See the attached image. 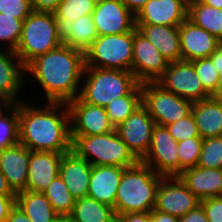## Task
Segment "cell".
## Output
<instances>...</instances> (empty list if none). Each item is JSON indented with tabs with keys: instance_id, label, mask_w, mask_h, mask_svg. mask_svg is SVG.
<instances>
[{
	"instance_id": "obj_15",
	"label": "cell",
	"mask_w": 222,
	"mask_h": 222,
	"mask_svg": "<svg viewBox=\"0 0 222 222\" xmlns=\"http://www.w3.org/2000/svg\"><path fill=\"white\" fill-rule=\"evenodd\" d=\"M67 104L70 111L71 135H100L115 130L104 107L88 104L79 97Z\"/></svg>"
},
{
	"instance_id": "obj_3",
	"label": "cell",
	"mask_w": 222,
	"mask_h": 222,
	"mask_svg": "<svg viewBox=\"0 0 222 222\" xmlns=\"http://www.w3.org/2000/svg\"><path fill=\"white\" fill-rule=\"evenodd\" d=\"M162 177L141 161L125 168L115 199V214L150 212L155 207Z\"/></svg>"
},
{
	"instance_id": "obj_50",
	"label": "cell",
	"mask_w": 222,
	"mask_h": 222,
	"mask_svg": "<svg viewBox=\"0 0 222 222\" xmlns=\"http://www.w3.org/2000/svg\"><path fill=\"white\" fill-rule=\"evenodd\" d=\"M211 96L215 99L222 101V75L220 76L216 91Z\"/></svg>"
},
{
	"instance_id": "obj_5",
	"label": "cell",
	"mask_w": 222,
	"mask_h": 222,
	"mask_svg": "<svg viewBox=\"0 0 222 222\" xmlns=\"http://www.w3.org/2000/svg\"><path fill=\"white\" fill-rule=\"evenodd\" d=\"M71 150L92 166L113 165L129 168L139 160L118 136L116 130L100 135H71Z\"/></svg>"
},
{
	"instance_id": "obj_8",
	"label": "cell",
	"mask_w": 222,
	"mask_h": 222,
	"mask_svg": "<svg viewBox=\"0 0 222 222\" xmlns=\"http://www.w3.org/2000/svg\"><path fill=\"white\" fill-rule=\"evenodd\" d=\"M142 104L156 125L166 126L191 113L193 102L164 89L157 82L141 83Z\"/></svg>"
},
{
	"instance_id": "obj_21",
	"label": "cell",
	"mask_w": 222,
	"mask_h": 222,
	"mask_svg": "<svg viewBox=\"0 0 222 222\" xmlns=\"http://www.w3.org/2000/svg\"><path fill=\"white\" fill-rule=\"evenodd\" d=\"M54 19L59 40L69 47L85 53L98 38L92 15L81 16L72 22L66 18Z\"/></svg>"
},
{
	"instance_id": "obj_29",
	"label": "cell",
	"mask_w": 222,
	"mask_h": 222,
	"mask_svg": "<svg viewBox=\"0 0 222 222\" xmlns=\"http://www.w3.org/2000/svg\"><path fill=\"white\" fill-rule=\"evenodd\" d=\"M187 18L222 41V9L194 0L188 3Z\"/></svg>"
},
{
	"instance_id": "obj_27",
	"label": "cell",
	"mask_w": 222,
	"mask_h": 222,
	"mask_svg": "<svg viewBox=\"0 0 222 222\" xmlns=\"http://www.w3.org/2000/svg\"><path fill=\"white\" fill-rule=\"evenodd\" d=\"M16 205L32 222H52L58 215L43 192H19L16 194Z\"/></svg>"
},
{
	"instance_id": "obj_1",
	"label": "cell",
	"mask_w": 222,
	"mask_h": 222,
	"mask_svg": "<svg viewBox=\"0 0 222 222\" xmlns=\"http://www.w3.org/2000/svg\"><path fill=\"white\" fill-rule=\"evenodd\" d=\"M45 105L35 108L19 102V142L31 151L66 153L72 142L68 104Z\"/></svg>"
},
{
	"instance_id": "obj_45",
	"label": "cell",
	"mask_w": 222,
	"mask_h": 222,
	"mask_svg": "<svg viewBox=\"0 0 222 222\" xmlns=\"http://www.w3.org/2000/svg\"><path fill=\"white\" fill-rule=\"evenodd\" d=\"M150 222H179V217L153 208L150 211Z\"/></svg>"
},
{
	"instance_id": "obj_43",
	"label": "cell",
	"mask_w": 222,
	"mask_h": 222,
	"mask_svg": "<svg viewBox=\"0 0 222 222\" xmlns=\"http://www.w3.org/2000/svg\"><path fill=\"white\" fill-rule=\"evenodd\" d=\"M16 206V196L0 195V222H5L12 209Z\"/></svg>"
},
{
	"instance_id": "obj_17",
	"label": "cell",
	"mask_w": 222,
	"mask_h": 222,
	"mask_svg": "<svg viewBox=\"0 0 222 222\" xmlns=\"http://www.w3.org/2000/svg\"><path fill=\"white\" fill-rule=\"evenodd\" d=\"M187 13V0H149L136 15V25L179 26Z\"/></svg>"
},
{
	"instance_id": "obj_25",
	"label": "cell",
	"mask_w": 222,
	"mask_h": 222,
	"mask_svg": "<svg viewBox=\"0 0 222 222\" xmlns=\"http://www.w3.org/2000/svg\"><path fill=\"white\" fill-rule=\"evenodd\" d=\"M137 31L149 40L168 60H182L179 26L136 25Z\"/></svg>"
},
{
	"instance_id": "obj_11",
	"label": "cell",
	"mask_w": 222,
	"mask_h": 222,
	"mask_svg": "<svg viewBox=\"0 0 222 222\" xmlns=\"http://www.w3.org/2000/svg\"><path fill=\"white\" fill-rule=\"evenodd\" d=\"M141 162L160 175H179L178 142L165 126H155L149 151Z\"/></svg>"
},
{
	"instance_id": "obj_39",
	"label": "cell",
	"mask_w": 222,
	"mask_h": 222,
	"mask_svg": "<svg viewBox=\"0 0 222 222\" xmlns=\"http://www.w3.org/2000/svg\"><path fill=\"white\" fill-rule=\"evenodd\" d=\"M31 0H0V13L25 20L32 12Z\"/></svg>"
},
{
	"instance_id": "obj_30",
	"label": "cell",
	"mask_w": 222,
	"mask_h": 222,
	"mask_svg": "<svg viewBox=\"0 0 222 222\" xmlns=\"http://www.w3.org/2000/svg\"><path fill=\"white\" fill-rule=\"evenodd\" d=\"M142 105L141 83L128 95L116 98L105 107L108 119L116 128Z\"/></svg>"
},
{
	"instance_id": "obj_47",
	"label": "cell",
	"mask_w": 222,
	"mask_h": 222,
	"mask_svg": "<svg viewBox=\"0 0 222 222\" xmlns=\"http://www.w3.org/2000/svg\"><path fill=\"white\" fill-rule=\"evenodd\" d=\"M149 0H122L125 6L136 16Z\"/></svg>"
},
{
	"instance_id": "obj_4",
	"label": "cell",
	"mask_w": 222,
	"mask_h": 222,
	"mask_svg": "<svg viewBox=\"0 0 222 222\" xmlns=\"http://www.w3.org/2000/svg\"><path fill=\"white\" fill-rule=\"evenodd\" d=\"M84 76L85 83L78 97L83 102L104 108L117 97L130 94L140 84L132 71L120 69L85 67Z\"/></svg>"
},
{
	"instance_id": "obj_31",
	"label": "cell",
	"mask_w": 222,
	"mask_h": 222,
	"mask_svg": "<svg viewBox=\"0 0 222 222\" xmlns=\"http://www.w3.org/2000/svg\"><path fill=\"white\" fill-rule=\"evenodd\" d=\"M0 104V150L19 142V103L4 104L6 115Z\"/></svg>"
},
{
	"instance_id": "obj_12",
	"label": "cell",
	"mask_w": 222,
	"mask_h": 222,
	"mask_svg": "<svg viewBox=\"0 0 222 222\" xmlns=\"http://www.w3.org/2000/svg\"><path fill=\"white\" fill-rule=\"evenodd\" d=\"M92 19L98 36L127 33L136 28V16L122 0H97Z\"/></svg>"
},
{
	"instance_id": "obj_41",
	"label": "cell",
	"mask_w": 222,
	"mask_h": 222,
	"mask_svg": "<svg viewBox=\"0 0 222 222\" xmlns=\"http://www.w3.org/2000/svg\"><path fill=\"white\" fill-rule=\"evenodd\" d=\"M62 0H31L33 11L55 13Z\"/></svg>"
},
{
	"instance_id": "obj_51",
	"label": "cell",
	"mask_w": 222,
	"mask_h": 222,
	"mask_svg": "<svg viewBox=\"0 0 222 222\" xmlns=\"http://www.w3.org/2000/svg\"><path fill=\"white\" fill-rule=\"evenodd\" d=\"M203 3L217 9H222V0H201Z\"/></svg>"
},
{
	"instance_id": "obj_22",
	"label": "cell",
	"mask_w": 222,
	"mask_h": 222,
	"mask_svg": "<svg viewBox=\"0 0 222 222\" xmlns=\"http://www.w3.org/2000/svg\"><path fill=\"white\" fill-rule=\"evenodd\" d=\"M92 165L73 150L63 154L59 176L75 199L88 196Z\"/></svg>"
},
{
	"instance_id": "obj_40",
	"label": "cell",
	"mask_w": 222,
	"mask_h": 222,
	"mask_svg": "<svg viewBox=\"0 0 222 222\" xmlns=\"http://www.w3.org/2000/svg\"><path fill=\"white\" fill-rule=\"evenodd\" d=\"M209 222H222V196L200 200Z\"/></svg>"
},
{
	"instance_id": "obj_18",
	"label": "cell",
	"mask_w": 222,
	"mask_h": 222,
	"mask_svg": "<svg viewBox=\"0 0 222 222\" xmlns=\"http://www.w3.org/2000/svg\"><path fill=\"white\" fill-rule=\"evenodd\" d=\"M29 161L30 150L20 142L0 150V171L15 194L26 190Z\"/></svg>"
},
{
	"instance_id": "obj_19",
	"label": "cell",
	"mask_w": 222,
	"mask_h": 222,
	"mask_svg": "<svg viewBox=\"0 0 222 222\" xmlns=\"http://www.w3.org/2000/svg\"><path fill=\"white\" fill-rule=\"evenodd\" d=\"M0 45V104H17V94L26 80L25 66L13 50Z\"/></svg>"
},
{
	"instance_id": "obj_34",
	"label": "cell",
	"mask_w": 222,
	"mask_h": 222,
	"mask_svg": "<svg viewBox=\"0 0 222 222\" xmlns=\"http://www.w3.org/2000/svg\"><path fill=\"white\" fill-rule=\"evenodd\" d=\"M97 0H62L54 18H66L74 21L81 16L93 14Z\"/></svg>"
},
{
	"instance_id": "obj_26",
	"label": "cell",
	"mask_w": 222,
	"mask_h": 222,
	"mask_svg": "<svg viewBox=\"0 0 222 222\" xmlns=\"http://www.w3.org/2000/svg\"><path fill=\"white\" fill-rule=\"evenodd\" d=\"M191 112L202 139L222 136V101L212 96L193 102Z\"/></svg>"
},
{
	"instance_id": "obj_46",
	"label": "cell",
	"mask_w": 222,
	"mask_h": 222,
	"mask_svg": "<svg viewBox=\"0 0 222 222\" xmlns=\"http://www.w3.org/2000/svg\"><path fill=\"white\" fill-rule=\"evenodd\" d=\"M5 222H32L30 218L17 205L12 209Z\"/></svg>"
},
{
	"instance_id": "obj_13",
	"label": "cell",
	"mask_w": 222,
	"mask_h": 222,
	"mask_svg": "<svg viewBox=\"0 0 222 222\" xmlns=\"http://www.w3.org/2000/svg\"><path fill=\"white\" fill-rule=\"evenodd\" d=\"M200 204L179 176H163L154 209L182 217Z\"/></svg>"
},
{
	"instance_id": "obj_20",
	"label": "cell",
	"mask_w": 222,
	"mask_h": 222,
	"mask_svg": "<svg viewBox=\"0 0 222 222\" xmlns=\"http://www.w3.org/2000/svg\"><path fill=\"white\" fill-rule=\"evenodd\" d=\"M63 154L52 151L30 150L26 190L43 192L59 176Z\"/></svg>"
},
{
	"instance_id": "obj_16",
	"label": "cell",
	"mask_w": 222,
	"mask_h": 222,
	"mask_svg": "<svg viewBox=\"0 0 222 222\" xmlns=\"http://www.w3.org/2000/svg\"><path fill=\"white\" fill-rule=\"evenodd\" d=\"M182 60L208 58L222 44L217 37L186 18L179 25Z\"/></svg>"
},
{
	"instance_id": "obj_2",
	"label": "cell",
	"mask_w": 222,
	"mask_h": 222,
	"mask_svg": "<svg viewBox=\"0 0 222 222\" xmlns=\"http://www.w3.org/2000/svg\"><path fill=\"white\" fill-rule=\"evenodd\" d=\"M84 69V52L61 44L31 61L25 72L37 79L48 102L68 103L79 96Z\"/></svg>"
},
{
	"instance_id": "obj_14",
	"label": "cell",
	"mask_w": 222,
	"mask_h": 222,
	"mask_svg": "<svg viewBox=\"0 0 222 222\" xmlns=\"http://www.w3.org/2000/svg\"><path fill=\"white\" fill-rule=\"evenodd\" d=\"M168 65V60L135 28L131 71L137 80L140 83L156 82Z\"/></svg>"
},
{
	"instance_id": "obj_44",
	"label": "cell",
	"mask_w": 222,
	"mask_h": 222,
	"mask_svg": "<svg viewBox=\"0 0 222 222\" xmlns=\"http://www.w3.org/2000/svg\"><path fill=\"white\" fill-rule=\"evenodd\" d=\"M116 222H150V212H134L116 215Z\"/></svg>"
},
{
	"instance_id": "obj_36",
	"label": "cell",
	"mask_w": 222,
	"mask_h": 222,
	"mask_svg": "<svg viewBox=\"0 0 222 222\" xmlns=\"http://www.w3.org/2000/svg\"><path fill=\"white\" fill-rule=\"evenodd\" d=\"M202 142L201 137L189 138L178 142L179 174L187 168L197 166Z\"/></svg>"
},
{
	"instance_id": "obj_35",
	"label": "cell",
	"mask_w": 222,
	"mask_h": 222,
	"mask_svg": "<svg viewBox=\"0 0 222 222\" xmlns=\"http://www.w3.org/2000/svg\"><path fill=\"white\" fill-rule=\"evenodd\" d=\"M23 23L24 20L0 13V41L8 42L5 48L16 50L22 36Z\"/></svg>"
},
{
	"instance_id": "obj_28",
	"label": "cell",
	"mask_w": 222,
	"mask_h": 222,
	"mask_svg": "<svg viewBox=\"0 0 222 222\" xmlns=\"http://www.w3.org/2000/svg\"><path fill=\"white\" fill-rule=\"evenodd\" d=\"M70 215L74 222H116L113 207L88 196L75 200Z\"/></svg>"
},
{
	"instance_id": "obj_6",
	"label": "cell",
	"mask_w": 222,
	"mask_h": 222,
	"mask_svg": "<svg viewBox=\"0 0 222 222\" xmlns=\"http://www.w3.org/2000/svg\"><path fill=\"white\" fill-rule=\"evenodd\" d=\"M63 44L58 36L54 13L32 11L24 20L22 36L14 51L26 67L40 55Z\"/></svg>"
},
{
	"instance_id": "obj_42",
	"label": "cell",
	"mask_w": 222,
	"mask_h": 222,
	"mask_svg": "<svg viewBox=\"0 0 222 222\" xmlns=\"http://www.w3.org/2000/svg\"><path fill=\"white\" fill-rule=\"evenodd\" d=\"M179 222H209L202 204L200 203L186 215L179 217Z\"/></svg>"
},
{
	"instance_id": "obj_23",
	"label": "cell",
	"mask_w": 222,
	"mask_h": 222,
	"mask_svg": "<svg viewBox=\"0 0 222 222\" xmlns=\"http://www.w3.org/2000/svg\"><path fill=\"white\" fill-rule=\"evenodd\" d=\"M124 169L113 165L92 166L88 197L114 208Z\"/></svg>"
},
{
	"instance_id": "obj_9",
	"label": "cell",
	"mask_w": 222,
	"mask_h": 222,
	"mask_svg": "<svg viewBox=\"0 0 222 222\" xmlns=\"http://www.w3.org/2000/svg\"><path fill=\"white\" fill-rule=\"evenodd\" d=\"M156 82L167 91L192 102L211 97L204 89L192 61L169 62L168 68Z\"/></svg>"
},
{
	"instance_id": "obj_37",
	"label": "cell",
	"mask_w": 222,
	"mask_h": 222,
	"mask_svg": "<svg viewBox=\"0 0 222 222\" xmlns=\"http://www.w3.org/2000/svg\"><path fill=\"white\" fill-rule=\"evenodd\" d=\"M192 63L204 89L212 95L216 91L221 75L217 72L211 58H199Z\"/></svg>"
},
{
	"instance_id": "obj_48",
	"label": "cell",
	"mask_w": 222,
	"mask_h": 222,
	"mask_svg": "<svg viewBox=\"0 0 222 222\" xmlns=\"http://www.w3.org/2000/svg\"><path fill=\"white\" fill-rule=\"evenodd\" d=\"M215 68L222 75V44L210 55Z\"/></svg>"
},
{
	"instance_id": "obj_7",
	"label": "cell",
	"mask_w": 222,
	"mask_h": 222,
	"mask_svg": "<svg viewBox=\"0 0 222 222\" xmlns=\"http://www.w3.org/2000/svg\"><path fill=\"white\" fill-rule=\"evenodd\" d=\"M134 30L117 35L98 36L85 51V67L131 71Z\"/></svg>"
},
{
	"instance_id": "obj_52",
	"label": "cell",
	"mask_w": 222,
	"mask_h": 222,
	"mask_svg": "<svg viewBox=\"0 0 222 222\" xmlns=\"http://www.w3.org/2000/svg\"><path fill=\"white\" fill-rule=\"evenodd\" d=\"M52 222H74L71 215L58 214Z\"/></svg>"
},
{
	"instance_id": "obj_38",
	"label": "cell",
	"mask_w": 222,
	"mask_h": 222,
	"mask_svg": "<svg viewBox=\"0 0 222 222\" xmlns=\"http://www.w3.org/2000/svg\"><path fill=\"white\" fill-rule=\"evenodd\" d=\"M165 127L177 142L189 138L200 137L192 112L186 117L175 123L168 124Z\"/></svg>"
},
{
	"instance_id": "obj_24",
	"label": "cell",
	"mask_w": 222,
	"mask_h": 222,
	"mask_svg": "<svg viewBox=\"0 0 222 222\" xmlns=\"http://www.w3.org/2000/svg\"><path fill=\"white\" fill-rule=\"evenodd\" d=\"M178 176L199 200L222 196V169L195 166Z\"/></svg>"
},
{
	"instance_id": "obj_10",
	"label": "cell",
	"mask_w": 222,
	"mask_h": 222,
	"mask_svg": "<svg viewBox=\"0 0 222 222\" xmlns=\"http://www.w3.org/2000/svg\"><path fill=\"white\" fill-rule=\"evenodd\" d=\"M156 123L142 104L115 130L134 156L141 161L149 151Z\"/></svg>"
},
{
	"instance_id": "obj_33",
	"label": "cell",
	"mask_w": 222,
	"mask_h": 222,
	"mask_svg": "<svg viewBox=\"0 0 222 222\" xmlns=\"http://www.w3.org/2000/svg\"><path fill=\"white\" fill-rule=\"evenodd\" d=\"M197 166L222 169V136L203 139Z\"/></svg>"
},
{
	"instance_id": "obj_32",
	"label": "cell",
	"mask_w": 222,
	"mask_h": 222,
	"mask_svg": "<svg viewBox=\"0 0 222 222\" xmlns=\"http://www.w3.org/2000/svg\"><path fill=\"white\" fill-rule=\"evenodd\" d=\"M43 193L58 214H71L76 199L60 176L56 177Z\"/></svg>"
},
{
	"instance_id": "obj_49",
	"label": "cell",
	"mask_w": 222,
	"mask_h": 222,
	"mask_svg": "<svg viewBox=\"0 0 222 222\" xmlns=\"http://www.w3.org/2000/svg\"><path fill=\"white\" fill-rule=\"evenodd\" d=\"M0 195L2 196H16V194L9 187L5 176L0 171Z\"/></svg>"
}]
</instances>
